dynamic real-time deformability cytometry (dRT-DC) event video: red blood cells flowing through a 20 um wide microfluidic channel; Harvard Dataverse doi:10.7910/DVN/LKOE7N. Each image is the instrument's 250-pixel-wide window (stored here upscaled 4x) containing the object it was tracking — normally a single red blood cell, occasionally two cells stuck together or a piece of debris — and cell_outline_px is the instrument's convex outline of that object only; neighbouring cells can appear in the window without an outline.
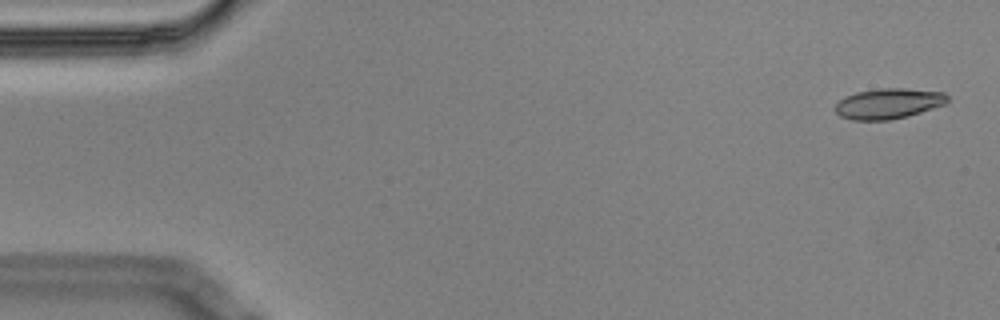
{"species": "Egyptian fruit bat (a non-hibernating species)", "species_latin": "Rousettus aegyptiacus", "temperature_condition": "cold", "stored_images_in_passage": 5, "camera_frame_rate_fps": 3000, "um_per_image_px": 0.085, "animal": {"sex": "male"}, "frame": {"image": 1, "passage_image": 1, "time_ms": 0.0, "image_size_px": [1000, 320], "cell_outline_px": [[948, 100], [944, 104], [908, 116], [888, 120], [852, 120], [840, 116], [836, 112], [836, 104], [844, 96], [856, 92], [880, 88], [904, 88], [944, 92], [948, 96]], "centroid_in_image_um": [75.5, 8.8], "position_along_channel_um": 9.5, "area_um2": 19.83}}
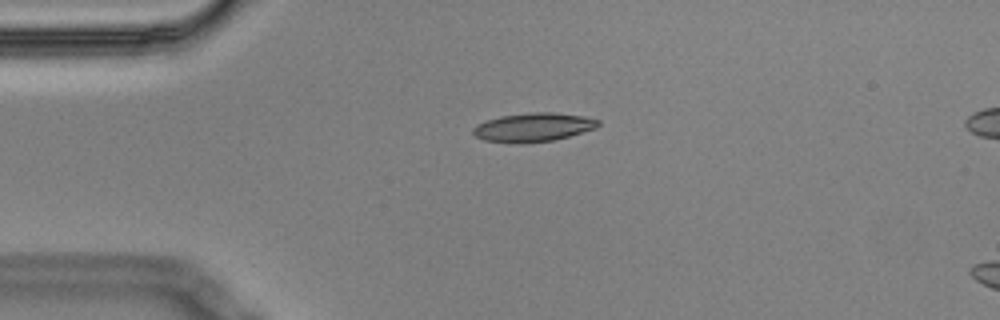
{"frame": {"image": 2, "passage_image": 4, "time_ms": 1.0, "image_size_px": [1000, 320], "cell_outline_px": [[600, 124], [596, 128], [568, 136], [552, 140], [524, 144], [520, 144], [484, 140], [476, 136], [472, 132], [472, 128], [476, 124], [500, 116], [532, 112], [552, 112], [584, 116], [600, 120]], "centroid_in_image_um": [45.32, 10.82], "position_along_channel_um": 39.7, "area_um2": 20.98}}